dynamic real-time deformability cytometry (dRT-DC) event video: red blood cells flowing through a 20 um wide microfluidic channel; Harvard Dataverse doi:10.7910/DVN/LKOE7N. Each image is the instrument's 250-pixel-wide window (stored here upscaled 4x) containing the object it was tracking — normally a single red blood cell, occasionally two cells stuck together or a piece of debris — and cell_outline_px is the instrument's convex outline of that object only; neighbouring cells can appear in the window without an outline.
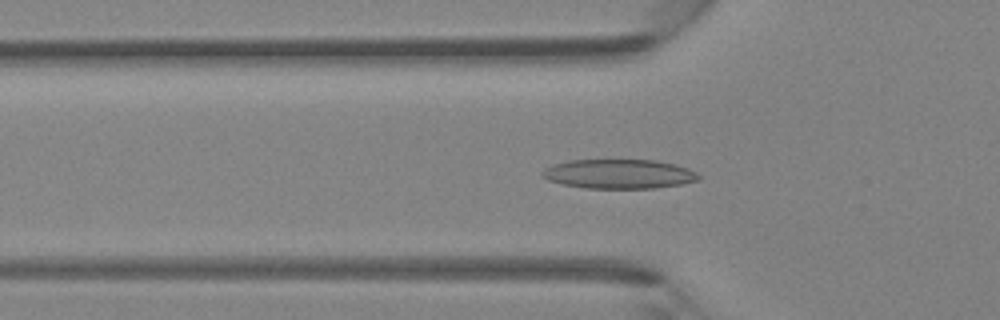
{"species": "Egyptian fruit bat (a non-hibernating species)", "species_latin": "Rousettus aegyptiacus", "temperature_condition": "room temperature", "stored_images_in_passage": 46, "camera_frame_rate_fps": 3000, "um_per_image_px": 0.085, "animal": {"sex": "female"}, "frame": {"image": 1, "passage_image": 15, "time_ms": 4.667, "image_size_px": [1000, 320], "cell_outline_px": [[700, 180], [680, 184], [656, 188], [584, 188], [564, 184], [548, 180], [540, 176], [540, 172], [544, 168], [552, 164], [568, 160], [656, 160], [676, 164], [688, 168], [696, 172], [700, 176]], "centroid_in_image_um": [52.59, 14.78], "position_along_channel_um": 73.2, "area_um2": 26.93}}
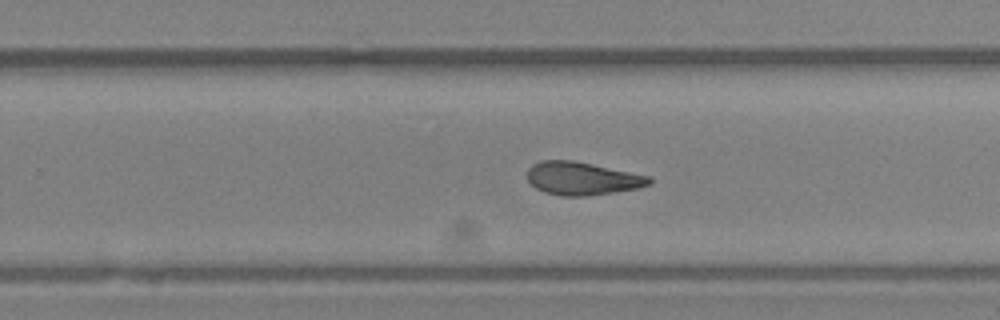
{"frame": {"image": 2, "passage_image": 29, "time_ms": 9.333, "image_size_px": [1000, 320], "cell_outline_px": [[652, 184], [640, 188], [584, 196], [560, 196], [544, 192], [536, 188], [528, 180], [528, 168], [532, 164], [540, 160], [572, 160], [652, 176]], "centroid_in_image_um": [49.51, 15.17], "position_along_channel_um": 280.3, "area_um2": 23.58}}
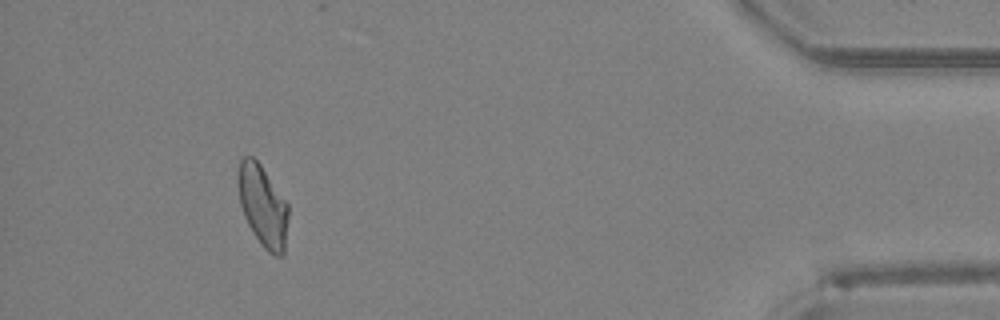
{"frame": {"image": 3, "passage_image": 42, "time_ms": 13.667, "image_size_px": [1000, 320], "cell_outline_px": [[288, 216], [284, 256], [276, 256], [268, 252], [260, 244], [252, 232], [244, 216], [240, 204], [236, 184], [236, 180], [240, 160], [244, 156], [252, 156], [260, 164], [288, 204]], "centroid_in_image_um": [22.31, 17.51], "position_along_channel_um": 412.9, "area_um2": 24.04}}